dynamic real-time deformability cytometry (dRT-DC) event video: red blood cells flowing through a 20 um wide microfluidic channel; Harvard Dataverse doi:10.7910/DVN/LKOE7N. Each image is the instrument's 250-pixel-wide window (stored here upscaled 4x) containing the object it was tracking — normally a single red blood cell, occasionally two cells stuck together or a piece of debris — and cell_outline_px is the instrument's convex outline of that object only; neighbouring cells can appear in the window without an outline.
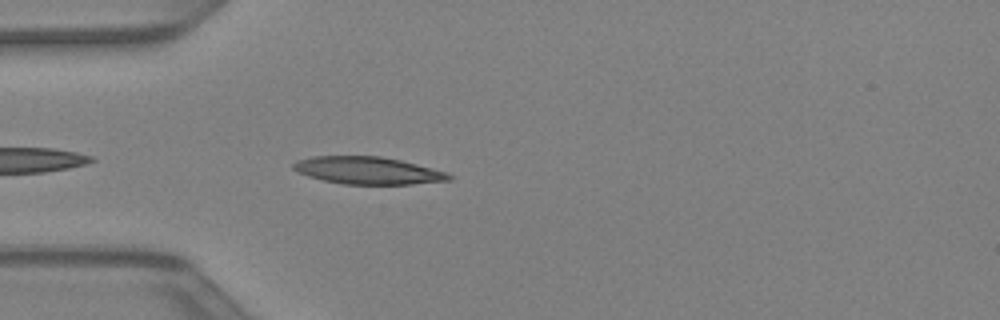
{"species": "Egyptian fruit bat (a non-hibernating species)", "species_latin": "Rousettus aegyptiacus", "temperature_condition": "warm", "stored_images_in_passage": 7, "camera_frame_rate_fps": 3000, "um_per_image_px": 0.085, "animal": {"sex": "female"}, "frame": {"image": 1, "passage_image": 2, "time_ms": 0.333, "image_size_px": [1000, 320], "cell_outline_px": [[452, 180], [412, 184], [344, 184], [324, 180], [308, 176], [292, 168], [292, 164], [296, 160], [312, 156], [380, 156], [400, 160], [416, 164], [444, 172], [452, 176]], "centroid_in_image_um": [31.23, 14.49], "position_along_channel_um": 53.8, "area_um2": 24.57}}
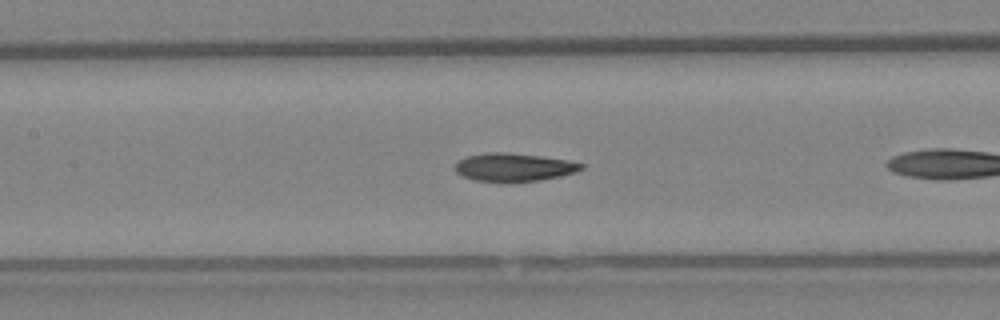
{"frame": {"image": 2, "passage_image": 7, "time_ms": 2.0, "image_size_px": [1000, 320], "cell_outline_px": [[584, 168], [576, 172], [560, 176], [540, 180], [512, 184], [476, 180], [464, 176], [456, 172], [456, 164], [460, 160], [468, 156], [488, 152], [504, 152], [540, 156], [568, 160], [584, 164]], "centroid_in_image_um": [43.71, 14.24], "position_along_channel_um": 163.7, "area_um2": 20.92}}